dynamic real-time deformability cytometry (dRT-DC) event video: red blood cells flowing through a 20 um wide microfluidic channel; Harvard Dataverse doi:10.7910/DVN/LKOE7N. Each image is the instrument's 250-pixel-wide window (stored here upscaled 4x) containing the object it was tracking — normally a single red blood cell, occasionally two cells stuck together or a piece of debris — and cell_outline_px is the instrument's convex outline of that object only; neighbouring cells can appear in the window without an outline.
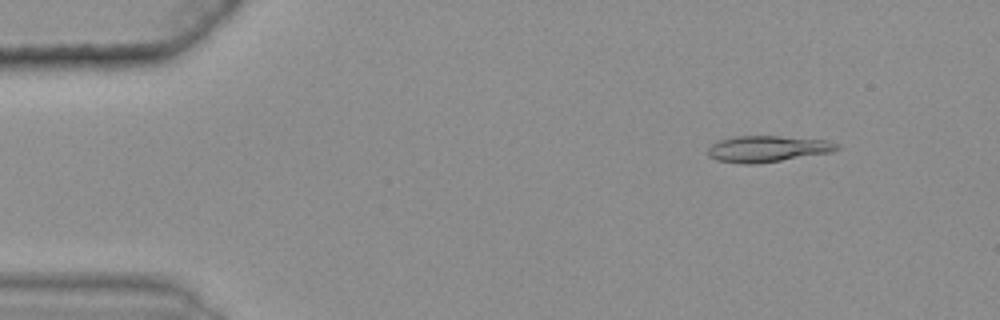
{"species": "common noctule bat (a hibernating species)", "species_latin": "Nyctalus noctula", "temperature_condition": "warm", "stored_images_in_passage": 50, "camera_frame_rate_fps": 3000, "um_per_image_px": 0.085, "animal": {"sex": "female", "body_mass_g": 25.1}, "frame": {"image": 1, "passage_image": 7, "time_ms": 2.0, "image_size_px": [1000, 320], "cell_outline_px": [[840, 148], [832, 152], [756, 164], [744, 164], [716, 160], [708, 156], [708, 148], [712, 144], [720, 140], [732, 136], [776, 136], [824, 140], [840, 144]], "centroid_in_image_um": [65.21, 12.65], "position_along_channel_um": 19.8, "area_um2": 19.65}}
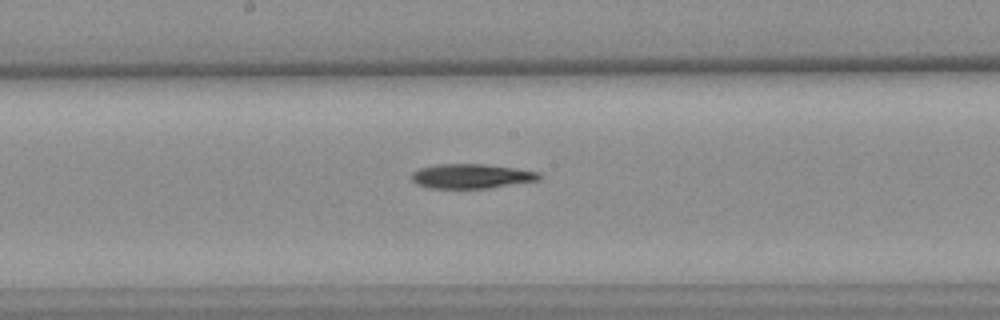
{"frame": {"image": 2, "passage_image": 30, "time_ms": 9.667, "image_size_px": [1000, 320], "cell_outline_px": [[540, 180], [488, 188], [428, 188], [416, 184], [412, 180], [412, 172], [420, 168], [436, 164], [484, 164], [540, 172]], "centroid_in_image_um": [40.04, 14.98], "position_along_channel_um": 208.2, "area_um2": 18.15}}
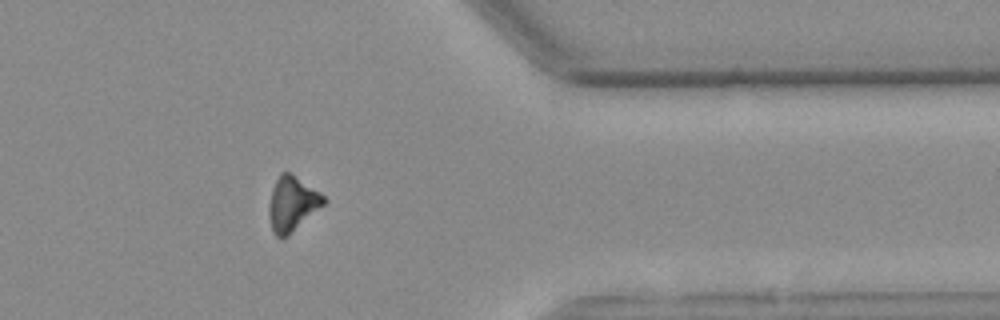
{"frame": {"image": 3, "passage_image": 46, "time_ms": 15.0, "image_size_px": [1000, 320], "cell_outline_px": [[328, 200], [324, 204], [288, 236], [276, 236], [272, 232], [268, 216], [268, 208], [272, 188], [280, 172], [292, 172], [320, 192]], "centroid_in_image_um": [24.82, 17.3], "position_along_channel_um": 386.6, "area_um2": 17.57}}